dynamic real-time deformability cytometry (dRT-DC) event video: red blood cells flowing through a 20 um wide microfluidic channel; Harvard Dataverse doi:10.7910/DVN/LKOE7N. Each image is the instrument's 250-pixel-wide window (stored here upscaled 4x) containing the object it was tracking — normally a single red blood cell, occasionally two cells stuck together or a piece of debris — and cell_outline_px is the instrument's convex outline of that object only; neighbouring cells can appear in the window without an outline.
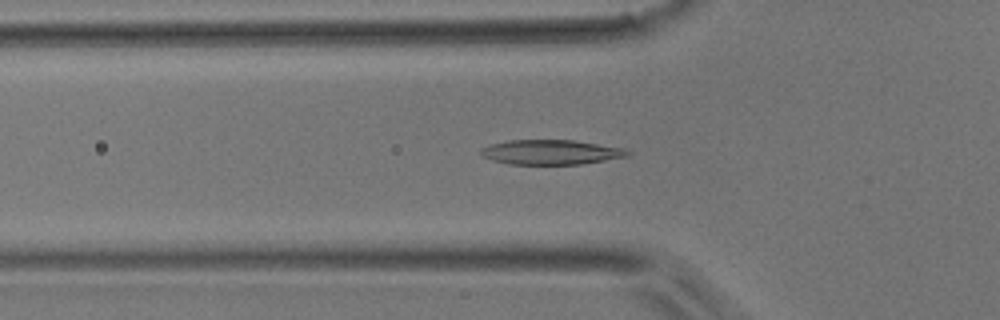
{"species": "common noctule bat (a hibernating species)", "species_latin": "Nyctalus noctula", "temperature_condition": "room temperature", "stored_images_in_passage": 32, "camera_frame_rate_fps": 3000, "um_per_image_px": 0.085, "animal": {"sex": "male", "body_mass_g": 17.9}, "frame": {"image": 1, "passage_image": 11, "time_ms": 3.333, "image_size_px": [1000, 320], "cell_outline_px": [[632, 152], [628, 156], [580, 164], [508, 164], [492, 160], [480, 156], [480, 148], [492, 144], [508, 140], [572, 140], [624, 148]], "centroid_in_image_um": [46.79, 12.93], "position_along_channel_um": 79.0, "area_um2": 21.1}}
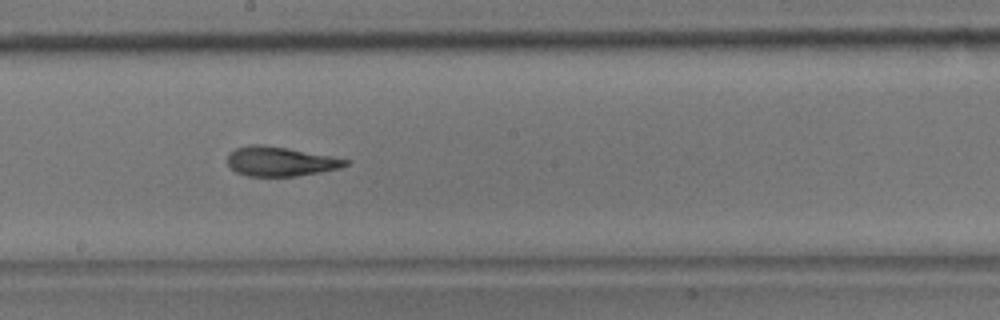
{"frame": {"image": 2, "passage_image": 22, "time_ms": 7.0, "image_size_px": [1000, 320], "cell_outline_px": [[348, 164], [340, 168], [320, 172], [296, 176], [248, 176], [236, 172], [228, 164], [228, 152], [236, 148], [248, 144], [260, 144], [288, 148], [348, 160]], "centroid_in_image_um": [23.77, 13.72], "position_along_channel_um": 224.4, "area_um2": 20.06}}
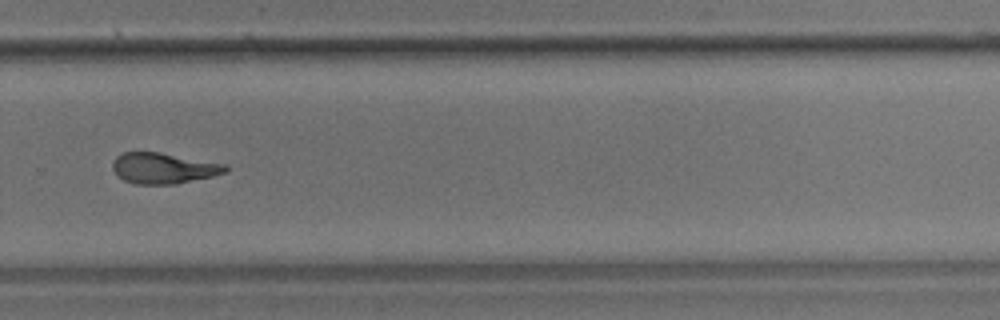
{"frame": {"image": 3, "passage_image": 29, "time_ms": 9.333, "image_size_px": [1000, 320], "cell_outline_px": [[228, 172], [212, 176], [176, 184], [136, 184], [124, 180], [112, 168], [112, 164], [116, 156], [124, 152], [160, 152], [228, 164]], "centroid_in_image_um": [13.94, 14.29], "position_along_channel_um": 315.9, "area_um2": 20.29}}